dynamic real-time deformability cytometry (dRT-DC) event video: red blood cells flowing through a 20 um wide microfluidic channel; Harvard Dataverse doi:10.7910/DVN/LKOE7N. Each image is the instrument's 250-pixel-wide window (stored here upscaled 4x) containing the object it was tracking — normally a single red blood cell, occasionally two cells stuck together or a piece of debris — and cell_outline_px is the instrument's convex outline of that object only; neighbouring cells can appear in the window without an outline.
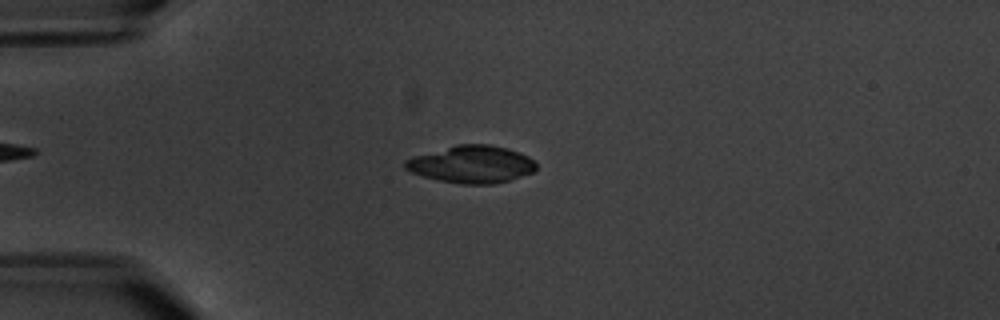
{"species": "common noctule bat (a hibernating species)", "species_latin": "Nyctalus noctula", "temperature_condition": "warm", "stored_images_in_passage": 6, "camera_frame_rate_fps": 3000, "um_per_image_px": 0.085, "animal": {"sex": "male", "body_mass_g": 20.1, "forearm_length_mm": 53.5}, "frame": {"image": 1, "passage_image": 3, "time_ms": 2.667, "image_size_px": [1000, 320], "cell_outline_px": [[536, 168], [532, 172], [508, 180], [492, 184], [460, 184], [440, 180], [424, 176], [412, 172], [404, 168], [404, 160], [412, 156], [456, 144], [488, 144], [508, 148], [520, 152], [536, 160]], "centroid_in_image_um": [40.08, 13.95], "position_along_channel_um": 44.9, "area_um2": 28.55}}
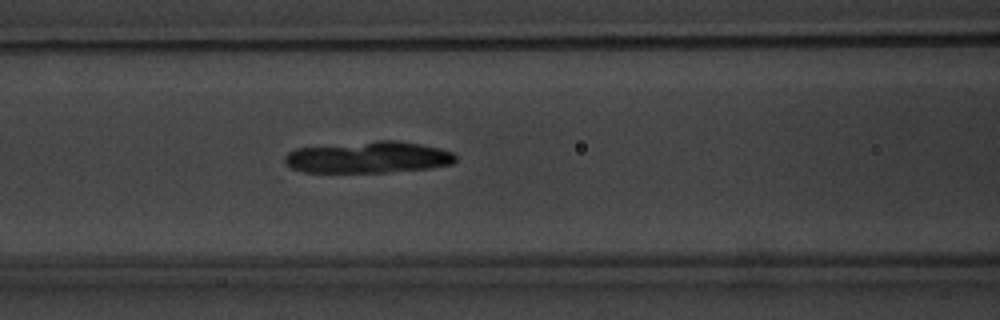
{"frame": {"image": 2, "passage_image": 6, "time_ms": 6.0, "image_size_px": [1000, 320], "cell_outline_px": [[456, 160], [452, 164], [432, 168], [388, 172], [304, 172], [292, 168], [284, 160], [284, 156], [288, 152], [296, 148], [376, 140], [400, 140], [440, 148], [452, 152], [456, 156]], "centroid_in_image_um": [31.33, 13.36], "position_along_channel_um": 135.3, "area_um2": 31.62}}